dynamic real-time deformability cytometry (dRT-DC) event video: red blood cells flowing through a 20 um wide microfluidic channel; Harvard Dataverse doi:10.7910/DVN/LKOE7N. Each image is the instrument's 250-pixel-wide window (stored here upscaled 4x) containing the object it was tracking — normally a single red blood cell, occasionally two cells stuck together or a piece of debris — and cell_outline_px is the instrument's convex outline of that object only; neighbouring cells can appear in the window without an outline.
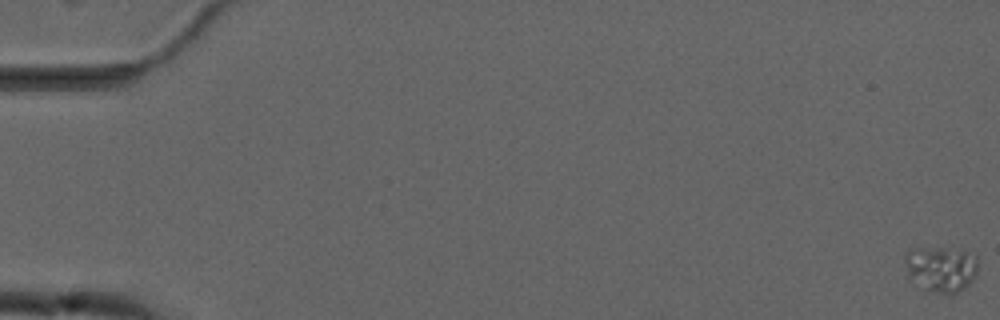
{"species": "common noctule bat (a hibernating species)", "species_latin": "Nyctalus noctula", "temperature_condition": "cold", "stored_images_in_passage": 7, "camera_frame_rate_fps": 3000, "um_per_image_px": 0.085, "animal": {"sex": "male", "forearm_length_mm": 52.5}, "frame": {"image": 1, "passage_image": 1, "time_ms": 0.0, "image_size_px": [1000, 320], "cell_outline_px": [[976, 272], [972, 280], [964, 288], [956, 292], [940, 292], [928, 288], [908, 276], [904, 260], [904, 252], [908, 248], [944, 248], [964, 252], [976, 256]], "centroid_in_image_um": [79.94, 22.8], "position_along_channel_um": 5.1, "area_um2": 18.67}}
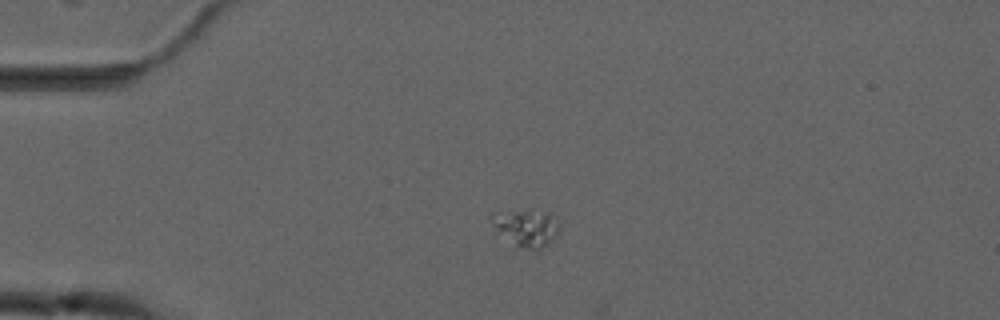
{"frame": {"image": 2, "passage_image": 5, "time_ms": 4.667, "image_size_px": [1000, 320], "cell_outline_px": [[560, 232], [548, 244], [540, 248], [532, 248], [516, 244], [496, 228], [488, 216], [492, 212], [528, 208], [552, 212], [560, 228]], "centroid_in_image_um": [44.78, 19.24], "position_along_channel_um": 40.2, "area_um2": 14.62}}